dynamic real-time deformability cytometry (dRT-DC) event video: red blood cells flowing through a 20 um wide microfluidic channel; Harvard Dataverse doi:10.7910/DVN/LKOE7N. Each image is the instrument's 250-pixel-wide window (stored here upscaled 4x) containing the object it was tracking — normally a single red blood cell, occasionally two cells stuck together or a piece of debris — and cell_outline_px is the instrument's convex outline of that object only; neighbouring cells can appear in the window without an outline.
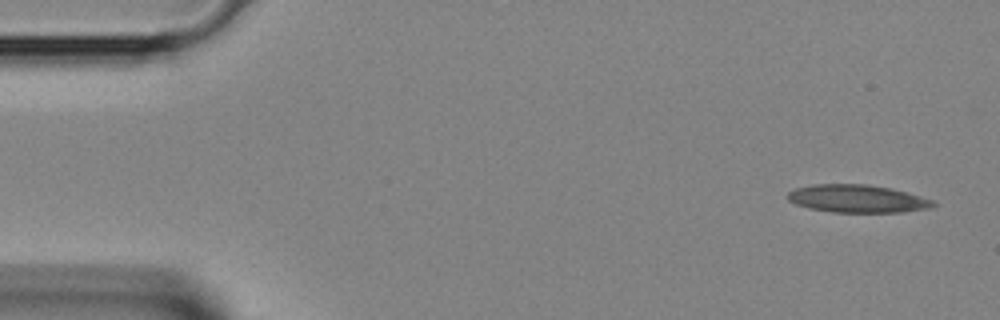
{"species": "Egyptian fruit bat (a non-hibernating species)", "species_latin": "Rousettus aegyptiacus", "temperature_condition": "room temperature", "stored_images_in_passage": 3, "camera_frame_rate_fps": 3000, "um_per_image_px": 0.085, "animal": {"sex": "female"}, "frame": {"image": 1, "passage_image": 1, "time_ms": 0.0, "image_size_px": [1000, 320], "cell_outline_px": [[936, 204], [932, 208], [900, 212], [832, 212], [808, 208], [796, 204], [788, 200], [788, 192], [796, 188], [812, 184], [864, 184], [892, 188], [920, 196], [932, 200]], "centroid_in_image_um": [72.86, 16.89], "position_along_channel_um": 12.1, "area_um2": 23.52}}